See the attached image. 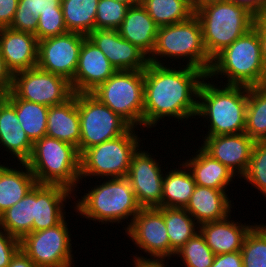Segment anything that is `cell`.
Segmentation results:
<instances>
[{
	"label": "cell",
	"mask_w": 266,
	"mask_h": 267,
	"mask_svg": "<svg viewBox=\"0 0 266 267\" xmlns=\"http://www.w3.org/2000/svg\"><path fill=\"white\" fill-rule=\"evenodd\" d=\"M178 70L166 65L148 63L144 69L143 127H156L164 119H195L198 93L207 74L189 66Z\"/></svg>",
	"instance_id": "cell-1"
},
{
	"label": "cell",
	"mask_w": 266,
	"mask_h": 267,
	"mask_svg": "<svg viewBox=\"0 0 266 267\" xmlns=\"http://www.w3.org/2000/svg\"><path fill=\"white\" fill-rule=\"evenodd\" d=\"M208 79L200 85L196 115L210 122L206 136L245 132L248 87L223 84L220 88L221 84L217 87L218 84H211Z\"/></svg>",
	"instance_id": "cell-2"
},
{
	"label": "cell",
	"mask_w": 266,
	"mask_h": 267,
	"mask_svg": "<svg viewBox=\"0 0 266 267\" xmlns=\"http://www.w3.org/2000/svg\"><path fill=\"white\" fill-rule=\"evenodd\" d=\"M227 78V84L256 87L266 85V69L262 59L261 42L257 30L248 32L224 48L213 59L208 78Z\"/></svg>",
	"instance_id": "cell-3"
},
{
	"label": "cell",
	"mask_w": 266,
	"mask_h": 267,
	"mask_svg": "<svg viewBox=\"0 0 266 267\" xmlns=\"http://www.w3.org/2000/svg\"><path fill=\"white\" fill-rule=\"evenodd\" d=\"M95 185L76 201L75 211L79 216L103 224H116L131 217L130 223L126 222L129 224L124 229L126 230L141 209L130 181L126 177L108 178L102 184Z\"/></svg>",
	"instance_id": "cell-4"
},
{
	"label": "cell",
	"mask_w": 266,
	"mask_h": 267,
	"mask_svg": "<svg viewBox=\"0 0 266 267\" xmlns=\"http://www.w3.org/2000/svg\"><path fill=\"white\" fill-rule=\"evenodd\" d=\"M26 163L37 184L60 185L77 191L80 154L74 145L44 136L33 144L31 157Z\"/></svg>",
	"instance_id": "cell-5"
},
{
	"label": "cell",
	"mask_w": 266,
	"mask_h": 267,
	"mask_svg": "<svg viewBox=\"0 0 266 267\" xmlns=\"http://www.w3.org/2000/svg\"><path fill=\"white\" fill-rule=\"evenodd\" d=\"M166 56L174 60L183 58V62L186 59V66L208 74L212 59L205 50L201 23L195 14L186 21L158 28L155 47L148 60L153 64L164 65L161 59H167Z\"/></svg>",
	"instance_id": "cell-6"
},
{
	"label": "cell",
	"mask_w": 266,
	"mask_h": 267,
	"mask_svg": "<svg viewBox=\"0 0 266 267\" xmlns=\"http://www.w3.org/2000/svg\"><path fill=\"white\" fill-rule=\"evenodd\" d=\"M195 15L200 20L203 44L211 59L248 32L255 21L249 10L230 1L201 6Z\"/></svg>",
	"instance_id": "cell-7"
},
{
	"label": "cell",
	"mask_w": 266,
	"mask_h": 267,
	"mask_svg": "<svg viewBox=\"0 0 266 267\" xmlns=\"http://www.w3.org/2000/svg\"><path fill=\"white\" fill-rule=\"evenodd\" d=\"M136 129L131 127L119 137L86 149L80 155V180L87 176L126 177L133 155L141 148Z\"/></svg>",
	"instance_id": "cell-8"
},
{
	"label": "cell",
	"mask_w": 266,
	"mask_h": 267,
	"mask_svg": "<svg viewBox=\"0 0 266 267\" xmlns=\"http://www.w3.org/2000/svg\"><path fill=\"white\" fill-rule=\"evenodd\" d=\"M91 94L131 127L143 128L144 70H118Z\"/></svg>",
	"instance_id": "cell-9"
},
{
	"label": "cell",
	"mask_w": 266,
	"mask_h": 267,
	"mask_svg": "<svg viewBox=\"0 0 266 267\" xmlns=\"http://www.w3.org/2000/svg\"><path fill=\"white\" fill-rule=\"evenodd\" d=\"M79 112V154L86 149L125 134L131 126L91 93H76Z\"/></svg>",
	"instance_id": "cell-10"
},
{
	"label": "cell",
	"mask_w": 266,
	"mask_h": 267,
	"mask_svg": "<svg viewBox=\"0 0 266 267\" xmlns=\"http://www.w3.org/2000/svg\"><path fill=\"white\" fill-rule=\"evenodd\" d=\"M65 218L56 226L31 232L20 240L21 250L37 267H74L71 233Z\"/></svg>",
	"instance_id": "cell-11"
},
{
	"label": "cell",
	"mask_w": 266,
	"mask_h": 267,
	"mask_svg": "<svg viewBox=\"0 0 266 267\" xmlns=\"http://www.w3.org/2000/svg\"><path fill=\"white\" fill-rule=\"evenodd\" d=\"M11 91L19 99L48 107L62 104L74 95L67 79L38 66L14 73Z\"/></svg>",
	"instance_id": "cell-12"
},
{
	"label": "cell",
	"mask_w": 266,
	"mask_h": 267,
	"mask_svg": "<svg viewBox=\"0 0 266 267\" xmlns=\"http://www.w3.org/2000/svg\"><path fill=\"white\" fill-rule=\"evenodd\" d=\"M86 37L84 34L68 31L38 41L37 66L71 82L78 65L80 48Z\"/></svg>",
	"instance_id": "cell-13"
},
{
	"label": "cell",
	"mask_w": 266,
	"mask_h": 267,
	"mask_svg": "<svg viewBox=\"0 0 266 267\" xmlns=\"http://www.w3.org/2000/svg\"><path fill=\"white\" fill-rule=\"evenodd\" d=\"M125 233L140 250L148 253L149 257L171 258V246L164 221V207L141 208Z\"/></svg>",
	"instance_id": "cell-14"
},
{
	"label": "cell",
	"mask_w": 266,
	"mask_h": 267,
	"mask_svg": "<svg viewBox=\"0 0 266 267\" xmlns=\"http://www.w3.org/2000/svg\"><path fill=\"white\" fill-rule=\"evenodd\" d=\"M148 151L139 148L133 155L126 178L130 181L141 208H160L163 192V167Z\"/></svg>",
	"instance_id": "cell-15"
},
{
	"label": "cell",
	"mask_w": 266,
	"mask_h": 267,
	"mask_svg": "<svg viewBox=\"0 0 266 267\" xmlns=\"http://www.w3.org/2000/svg\"><path fill=\"white\" fill-rule=\"evenodd\" d=\"M255 141L245 132L238 134L205 136L202 148L230 169L238 178L242 177L251 159ZM237 173V174H236Z\"/></svg>",
	"instance_id": "cell-16"
},
{
	"label": "cell",
	"mask_w": 266,
	"mask_h": 267,
	"mask_svg": "<svg viewBox=\"0 0 266 267\" xmlns=\"http://www.w3.org/2000/svg\"><path fill=\"white\" fill-rule=\"evenodd\" d=\"M116 71L106 55L86 37L80 48L74 78L70 83L74 93H91Z\"/></svg>",
	"instance_id": "cell-17"
},
{
	"label": "cell",
	"mask_w": 266,
	"mask_h": 267,
	"mask_svg": "<svg viewBox=\"0 0 266 267\" xmlns=\"http://www.w3.org/2000/svg\"><path fill=\"white\" fill-rule=\"evenodd\" d=\"M87 37L106 55L117 71L144 70L148 66V56L122 38L118 30H94Z\"/></svg>",
	"instance_id": "cell-18"
},
{
	"label": "cell",
	"mask_w": 266,
	"mask_h": 267,
	"mask_svg": "<svg viewBox=\"0 0 266 267\" xmlns=\"http://www.w3.org/2000/svg\"><path fill=\"white\" fill-rule=\"evenodd\" d=\"M0 50L13 74L37 66L38 40L34 34L0 28Z\"/></svg>",
	"instance_id": "cell-19"
},
{
	"label": "cell",
	"mask_w": 266,
	"mask_h": 267,
	"mask_svg": "<svg viewBox=\"0 0 266 267\" xmlns=\"http://www.w3.org/2000/svg\"><path fill=\"white\" fill-rule=\"evenodd\" d=\"M72 193L60 185L36 184V218L33 221V232L54 227L66 218L64 202L73 197Z\"/></svg>",
	"instance_id": "cell-20"
},
{
	"label": "cell",
	"mask_w": 266,
	"mask_h": 267,
	"mask_svg": "<svg viewBox=\"0 0 266 267\" xmlns=\"http://www.w3.org/2000/svg\"><path fill=\"white\" fill-rule=\"evenodd\" d=\"M231 202L226 190L196 185L185 209L201 225L230 217Z\"/></svg>",
	"instance_id": "cell-21"
},
{
	"label": "cell",
	"mask_w": 266,
	"mask_h": 267,
	"mask_svg": "<svg viewBox=\"0 0 266 267\" xmlns=\"http://www.w3.org/2000/svg\"><path fill=\"white\" fill-rule=\"evenodd\" d=\"M228 218L199 225V232L215 255L241 251L247 233L254 226Z\"/></svg>",
	"instance_id": "cell-22"
},
{
	"label": "cell",
	"mask_w": 266,
	"mask_h": 267,
	"mask_svg": "<svg viewBox=\"0 0 266 267\" xmlns=\"http://www.w3.org/2000/svg\"><path fill=\"white\" fill-rule=\"evenodd\" d=\"M158 28L139 3L127 9L125 18L117 30L122 38L137 46L149 57L155 47Z\"/></svg>",
	"instance_id": "cell-23"
},
{
	"label": "cell",
	"mask_w": 266,
	"mask_h": 267,
	"mask_svg": "<svg viewBox=\"0 0 266 267\" xmlns=\"http://www.w3.org/2000/svg\"><path fill=\"white\" fill-rule=\"evenodd\" d=\"M0 144L19 162L31 157L33 143L21 127L15 107L5 97L0 100Z\"/></svg>",
	"instance_id": "cell-24"
},
{
	"label": "cell",
	"mask_w": 266,
	"mask_h": 267,
	"mask_svg": "<svg viewBox=\"0 0 266 267\" xmlns=\"http://www.w3.org/2000/svg\"><path fill=\"white\" fill-rule=\"evenodd\" d=\"M46 136L74 145L79 152L81 133L76 93L66 102L49 107Z\"/></svg>",
	"instance_id": "cell-25"
},
{
	"label": "cell",
	"mask_w": 266,
	"mask_h": 267,
	"mask_svg": "<svg viewBox=\"0 0 266 267\" xmlns=\"http://www.w3.org/2000/svg\"><path fill=\"white\" fill-rule=\"evenodd\" d=\"M193 156L182 163L190 170L196 185L226 190L235 178V174L230 169L214 159L202 147L199 146Z\"/></svg>",
	"instance_id": "cell-26"
},
{
	"label": "cell",
	"mask_w": 266,
	"mask_h": 267,
	"mask_svg": "<svg viewBox=\"0 0 266 267\" xmlns=\"http://www.w3.org/2000/svg\"><path fill=\"white\" fill-rule=\"evenodd\" d=\"M19 164L26 170L7 167V164L0 165V215L25 197L37 184L27 163Z\"/></svg>",
	"instance_id": "cell-27"
},
{
	"label": "cell",
	"mask_w": 266,
	"mask_h": 267,
	"mask_svg": "<svg viewBox=\"0 0 266 267\" xmlns=\"http://www.w3.org/2000/svg\"><path fill=\"white\" fill-rule=\"evenodd\" d=\"M34 218H36V185L25 197L0 215V227L21 240L33 232Z\"/></svg>",
	"instance_id": "cell-28"
},
{
	"label": "cell",
	"mask_w": 266,
	"mask_h": 267,
	"mask_svg": "<svg viewBox=\"0 0 266 267\" xmlns=\"http://www.w3.org/2000/svg\"><path fill=\"white\" fill-rule=\"evenodd\" d=\"M164 173L161 207L185 208L196 187L195 180L185 164ZM182 169V170H181Z\"/></svg>",
	"instance_id": "cell-29"
},
{
	"label": "cell",
	"mask_w": 266,
	"mask_h": 267,
	"mask_svg": "<svg viewBox=\"0 0 266 267\" xmlns=\"http://www.w3.org/2000/svg\"><path fill=\"white\" fill-rule=\"evenodd\" d=\"M4 97L15 107L18 121L33 144L46 136L48 106L19 99L12 91Z\"/></svg>",
	"instance_id": "cell-30"
},
{
	"label": "cell",
	"mask_w": 266,
	"mask_h": 267,
	"mask_svg": "<svg viewBox=\"0 0 266 267\" xmlns=\"http://www.w3.org/2000/svg\"><path fill=\"white\" fill-rule=\"evenodd\" d=\"M164 221L171 246V257H173L189 239L199 232V224L185 208L164 207Z\"/></svg>",
	"instance_id": "cell-31"
},
{
	"label": "cell",
	"mask_w": 266,
	"mask_h": 267,
	"mask_svg": "<svg viewBox=\"0 0 266 267\" xmlns=\"http://www.w3.org/2000/svg\"><path fill=\"white\" fill-rule=\"evenodd\" d=\"M98 3L99 0H61L67 31L86 36L94 31Z\"/></svg>",
	"instance_id": "cell-32"
},
{
	"label": "cell",
	"mask_w": 266,
	"mask_h": 267,
	"mask_svg": "<svg viewBox=\"0 0 266 267\" xmlns=\"http://www.w3.org/2000/svg\"><path fill=\"white\" fill-rule=\"evenodd\" d=\"M158 27L186 21L195 14L190 0H141Z\"/></svg>",
	"instance_id": "cell-33"
},
{
	"label": "cell",
	"mask_w": 266,
	"mask_h": 267,
	"mask_svg": "<svg viewBox=\"0 0 266 267\" xmlns=\"http://www.w3.org/2000/svg\"><path fill=\"white\" fill-rule=\"evenodd\" d=\"M63 12L61 0H19L10 29L36 34L41 13Z\"/></svg>",
	"instance_id": "cell-34"
},
{
	"label": "cell",
	"mask_w": 266,
	"mask_h": 267,
	"mask_svg": "<svg viewBox=\"0 0 266 267\" xmlns=\"http://www.w3.org/2000/svg\"><path fill=\"white\" fill-rule=\"evenodd\" d=\"M245 133L254 141H266V85L248 87Z\"/></svg>",
	"instance_id": "cell-35"
},
{
	"label": "cell",
	"mask_w": 266,
	"mask_h": 267,
	"mask_svg": "<svg viewBox=\"0 0 266 267\" xmlns=\"http://www.w3.org/2000/svg\"><path fill=\"white\" fill-rule=\"evenodd\" d=\"M241 256L243 267H266V224H256L250 229Z\"/></svg>",
	"instance_id": "cell-36"
},
{
	"label": "cell",
	"mask_w": 266,
	"mask_h": 267,
	"mask_svg": "<svg viewBox=\"0 0 266 267\" xmlns=\"http://www.w3.org/2000/svg\"><path fill=\"white\" fill-rule=\"evenodd\" d=\"M176 255L181 258L185 267H211L215 256L200 232L189 239Z\"/></svg>",
	"instance_id": "cell-37"
},
{
	"label": "cell",
	"mask_w": 266,
	"mask_h": 267,
	"mask_svg": "<svg viewBox=\"0 0 266 267\" xmlns=\"http://www.w3.org/2000/svg\"><path fill=\"white\" fill-rule=\"evenodd\" d=\"M242 178L266 197V141H255L249 166Z\"/></svg>",
	"instance_id": "cell-38"
},
{
	"label": "cell",
	"mask_w": 266,
	"mask_h": 267,
	"mask_svg": "<svg viewBox=\"0 0 266 267\" xmlns=\"http://www.w3.org/2000/svg\"><path fill=\"white\" fill-rule=\"evenodd\" d=\"M129 6L114 0H99L96 11L95 30H117L123 22Z\"/></svg>",
	"instance_id": "cell-39"
},
{
	"label": "cell",
	"mask_w": 266,
	"mask_h": 267,
	"mask_svg": "<svg viewBox=\"0 0 266 267\" xmlns=\"http://www.w3.org/2000/svg\"><path fill=\"white\" fill-rule=\"evenodd\" d=\"M37 20L38 27L35 36L38 41L68 32L63 12L41 13Z\"/></svg>",
	"instance_id": "cell-40"
},
{
	"label": "cell",
	"mask_w": 266,
	"mask_h": 267,
	"mask_svg": "<svg viewBox=\"0 0 266 267\" xmlns=\"http://www.w3.org/2000/svg\"><path fill=\"white\" fill-rule=\"evenodd\" d=\"M0 227V267H8L12 257L20 249V240Z\"/></svg>",
	"instance_id": "cell-41"
},
{
	"label": "cell",
	"mask_w": 266,
	"mask_h": 267,
	"mask_svg": "<svg viewBox=\"0 0 266 267\" xmlns=\"http://www.w3.org/2000/svg\"><path fill=\"white\" fill-rule=\"evenodd\" d=\"M19 0H0V28H9L17 7Z\"/></svg>",
	"instance_id": "cell-42"
},
{
	"label": "cell",
	"mask_w": 266,
	"mask_h": 267,
	"mask_svg": "<svg viewBox=\"0 0 266 267\" xmlns=\"http://www.w3.org/2000/svg\"><path fill=\"white\" fill-rule=\"evenodd\" d=\"M211 267H243L241 251L215 255Z\"/></svg>",
	"instance_id": "cell-43"
},
{
	"label": "cell",
	"mask_w": 266,
	"mask_h": 267,
	"mask_svg": "<svg viewBox=\"0 0 266 267\" xmlns=\"http://www.w3.org/2000/svg\"><path fill=\"white\" fill-rule=\"evenodd\" d=\"M13 78L14 74L7 67L0 50V91L4 94L10 92L13 86Z\"/></svg>",
	"instance_id": "cell-44"
},
{
	"label": "cell",
	"mask_w": 266,
	"mask_h": 267,
	"mask_svg": "<svg viewBox=\"0 0 266 267\" xmlns=\"http://www.w3.org/2000/svg\"><path fill=\"white\" fill-rule=\"evenodd\" d=\"M253 27L257 30L260 38L262 59L266 69V12L255 17Z\"/></svg>",
	"instance_id": "cell-45"
},
{
	"label": "cell",
	"mask_w": 266,
	"mask_h": 267,
	"mask_svg": "<svg viewBox=\"0 0 266 267\" xmlns=\"http://www.w3.org/2000/svg\"><path fill=\"white\" fill-rule=\"evenodd\" d=\"M237 4L238 6H243L249 10L255 17L266 12V0H228Z\"/></svg>",
	"instance_id": "cell-46"
},
{
	"label": "cell",
	"mask_w": 266,
	"mask_h": 267,
	"mask_svg": "<svg viewBox=\"0 0 266 267\" xmlns=\"http://www.w3.org/2000/svg\"><path fill=\"white\" fill-rule=\"evenodd\" d=\"M164 259V260H163ZM133 265L135 267H166L167 262H165V258H145L144 256L135 255L133 258ZM166 263V265H165Z\"/></svg>",
	"instance_id": "cell-47"
},
{
	"label": "cell",
	"mask_w": 266,
	"mask_h": 267,
	"mask_svg": "<svg viewBox=\"0 0 266 267\" xmlns=\"http://www.w3.org/2000/svg\"><path fill=\"white\" fill-rule=\"evenodd\" d=\"M8 267H37L34 262L21 250L12 257Z\"/></svg>",
	"instance_id": "cell-48"
},
{
	"label": "cell",
	"mask_w": 266,
	"mask_h": 267,
	"mask_svg": "<svg viewBox=\"0 0 266 267\" xmlns=\"http://www.w3.org/2000/svg\"><path fill=\"white\" fill-rule=\"evenodd\" d=\"M192 7L194 9V11L196 9H198L201 6L210 4V3H215V2H224V1H228V0H190Z\"/></svg>",
	"instance_id": "cell-49"
},
{
	"label": "cell",
	"mask_w": 266,
	"mask_h": 267,
	"mask_svg": "<svg viewBox=\"0 0 266 267\" xmlns=\"http://www.w3.org/2000/svg\"><path fill=\"white\" fill-rule=\"evenodd\" d=\"M127 4L129 7L138 5L140 0H114Z\"/></svg>",
	"instance_id": "cell-50"
},
{
	"label": "cell",
	"mask_w": 266,
	"mask_h": 267,
	"mask_svg": "<svg viewBox=\"0 0 266 267\" xmlns=\"http://www.w3.org/2000/svg\"><path fill=\"white\" fill-rule=\"evenodd\" d=\"M4 97V93L0 91V100Z\"/></svg>",
	"instance_id": "cell-51"
}]
</instances>
